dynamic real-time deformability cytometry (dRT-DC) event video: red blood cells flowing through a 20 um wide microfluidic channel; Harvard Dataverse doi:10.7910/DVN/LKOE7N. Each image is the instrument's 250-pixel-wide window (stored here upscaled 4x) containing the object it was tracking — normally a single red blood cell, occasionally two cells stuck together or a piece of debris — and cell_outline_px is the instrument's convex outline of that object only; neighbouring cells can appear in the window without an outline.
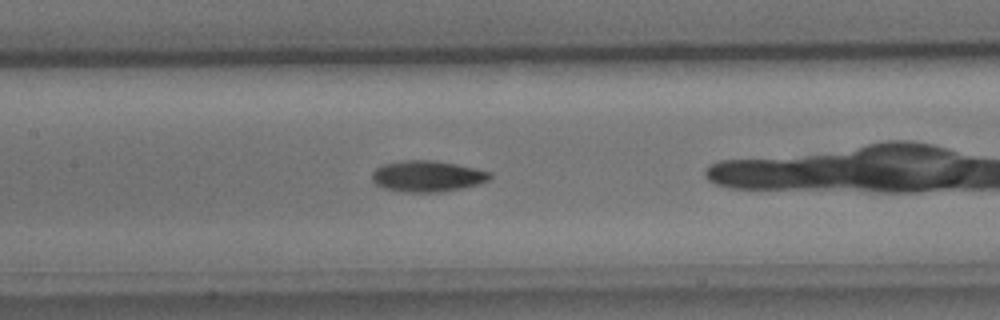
{"species": "common noctule bat (a hibernating species)", "species_latin": "Nyctalus noctula", "temperature_condition": "cold", "stored_images_in_passage": 48, "camera_frame_rate_fps": 3000, "um_per_image_px": 0.085, "animal": {"sex": "male", "body_mass_g": 15.6}, "frame": {"image": 1, "passage_image": 19, "time_ms": 6.0, "image_size_px": [1000, 320], "cell_outline_px": [[492, 176], [488, 180], [480, 184], [440, 192], [404, 192], [384, 188], [376, 184], [372, 180], [372, 172], [376, 168], [384, 164], [404, 160], [432, 160], [456, 164], [476, 168], [492, 172]], "centroid_in_image_um": [36.34, 14.97], "position_along_channel_um": 171.1, "area_um2": 21.39}}
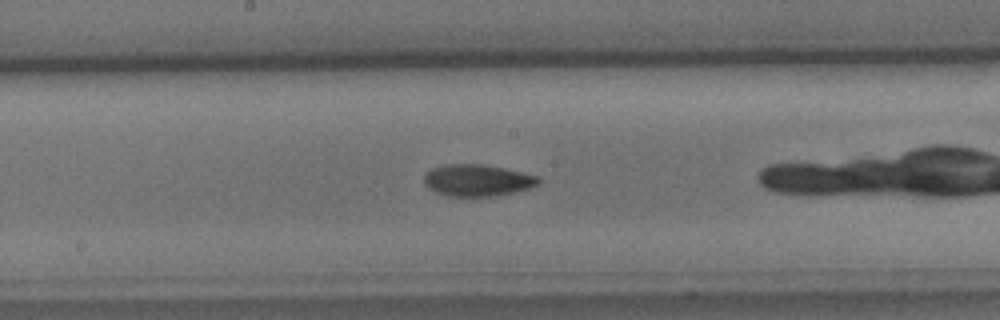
{"frame": {"image": 2, "passage_image": 22, "time_ms": 7.0, "image_size_px": [1000, 320], "cell_outline_px": [[540, 180], [532, 188], [496, 196], [448, 196], [436, 192], [428, 188], [424, 184], [424, 176], [432, 168], [448, 164], [480, 164], [540, 176]], "centroid_in_image_um": [40.57, 15.34], "position_along_channel_um": 207.6, "area_um2": 20.98}}
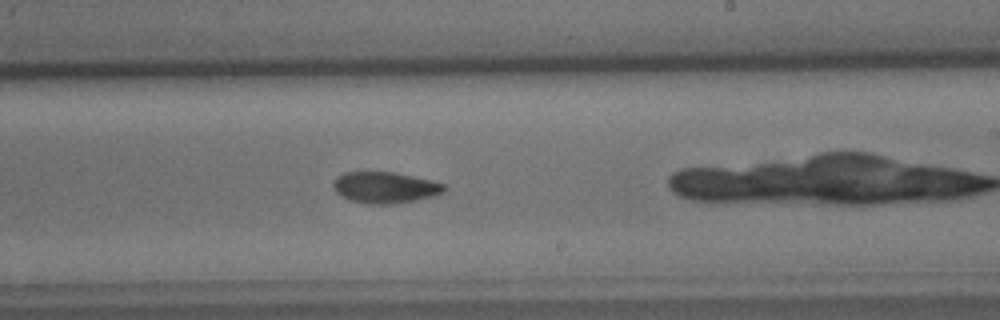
{"frame": {"image": 3, "passage_image": 26, "time_ms": 8.333, "image_size_px": [1000, 320], "cell_outline_px": [[448, 188], [444, 192], [436, 196], [416, 200], [392, 204], [368, 204], [348, 200], [340, 196], [332, 188], [332, 184], [336, 176], [344, 172], [392, 172], [412, 176], [444, 184]], "centroid_in_image_um": [32.69, 15.95], "position_along_channel_um": 256.3, "area_um2": 20.4}, "authors_computed_cell_mechanics": {"area_um2": 20.6924, "velocity_mm_per_s": 3.663, "shape_relaxation_time_tau1_ms": 5.0485, "shape_relaxation_time_tau2_ms": 3.0709, "deformation_change_tau1": 0.1382, "deformation_change_tau2": 0.0715}}